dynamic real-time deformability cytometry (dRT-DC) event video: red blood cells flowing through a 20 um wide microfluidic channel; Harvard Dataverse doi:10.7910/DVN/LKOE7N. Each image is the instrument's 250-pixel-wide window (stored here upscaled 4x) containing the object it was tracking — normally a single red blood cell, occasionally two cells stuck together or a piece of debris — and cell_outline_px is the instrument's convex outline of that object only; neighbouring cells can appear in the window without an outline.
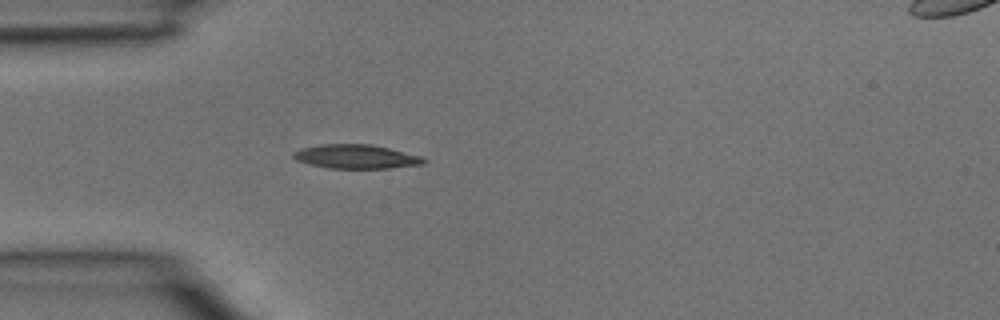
{"species": "common noctule bat (a hibernating species)", "species_latin": "Nyctalus noctula", "temperature_condition": "room temperature", "stored_images_in_passage": 1, "camera_frame_rate_fps": 3000, "um_per_image_px": 0.085, "animal": {"sex": "male", "body_mass_g": 15.6}, "frame": {"image": 1, "passage_image": 1, "time_ms": 0.0, "image_size_px": [1000, 320], "cell_outline_px": [[428, 160], [424, 164], [388, 168], [328, 168], [296, 160], [292, 156], [292, 152], [304, 148], [320, 144], [368, 144], [388, 148], [420, 156]], "centroid_in_image_um": [30.27, 13.31], "position_along_channel_um": 54.7, "area_um2": 17.98}}